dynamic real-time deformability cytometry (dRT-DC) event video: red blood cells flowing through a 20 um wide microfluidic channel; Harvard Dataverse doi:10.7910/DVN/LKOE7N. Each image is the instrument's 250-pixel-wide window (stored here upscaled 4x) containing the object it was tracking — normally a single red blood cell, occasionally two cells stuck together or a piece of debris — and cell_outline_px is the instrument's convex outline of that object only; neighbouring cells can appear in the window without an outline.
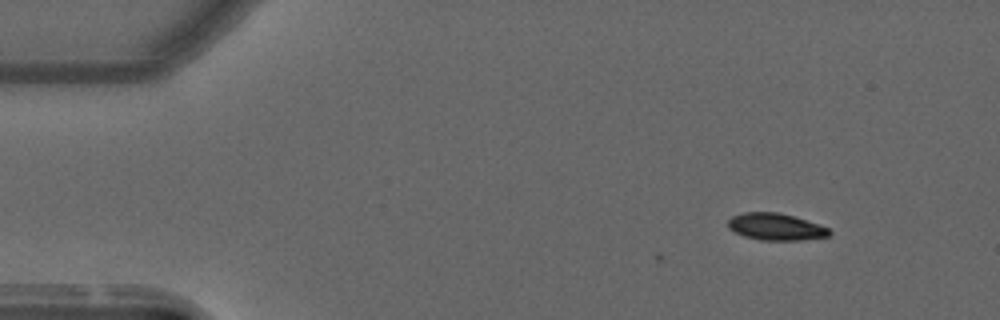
{"species": "common noctule bat (a hibernating species)", "species_latin": "Nyctalus noctula", "temperature_condition": "warm", "stored_images_in_passage": 3, "camera_frame_rate_fps": 3000, "um_per_image_px": 0.085, "animal": {"sex": "male", "forearm_length_mm": 52.5}, "frame": {"image": 1, "passage_image": 3, "time_ms": 0.667, "image_size_px": [1000, 320], "cell_outline_px": [[832, 232], [828, 236], [800, 240], [760, 240], [744, 236], [728, 228], [728, 220], [732, 216], [744, 212], [776, 212], [792, 216], [828, 228]], "centroid_in_image_um": [65.9, 19.28], "position_along_channel_um": 19.1, "area_um2": 15.61}}